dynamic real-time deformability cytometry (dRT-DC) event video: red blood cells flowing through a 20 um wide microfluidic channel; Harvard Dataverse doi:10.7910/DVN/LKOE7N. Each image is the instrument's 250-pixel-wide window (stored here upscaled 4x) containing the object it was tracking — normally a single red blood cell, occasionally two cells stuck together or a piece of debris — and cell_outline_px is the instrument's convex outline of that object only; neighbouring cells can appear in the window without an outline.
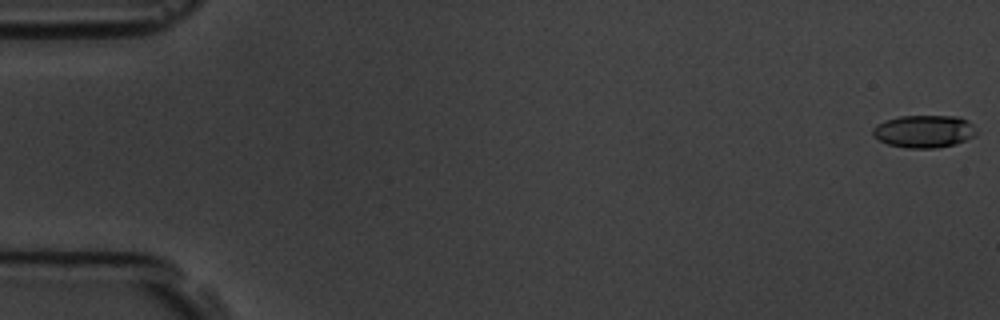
{"species": "common noctule bat (a hibernating species)", "species_latin": "Nyctalus noctula", "temperature_condition": "room temperature", "stored_images_in_passage": 5, "camera_frame_rate_fps": 3000, "um_per_image_px": 0.085, "animal": {"sex": "male", "body_mass_g": 19.5, "forearm_length_mm": 54.6}, "frame": {"image": 1, "passage_image": 1, "time_ms": 0.0, "image_size_px": [1000, 320], "cell_outline_px": [[976, 132], [972, 136], [956, 144], [936, 148], [908, 148], [888, 144], [872, 136], [872, 128], [876, 124], [884, 120], [900, 116], [960, 116], [968, 120], [972, 124]], "centroid_in_image_um": [78.51, 11.15], "position_along_channel_um": 6.5, "area_um2": 19.71}}
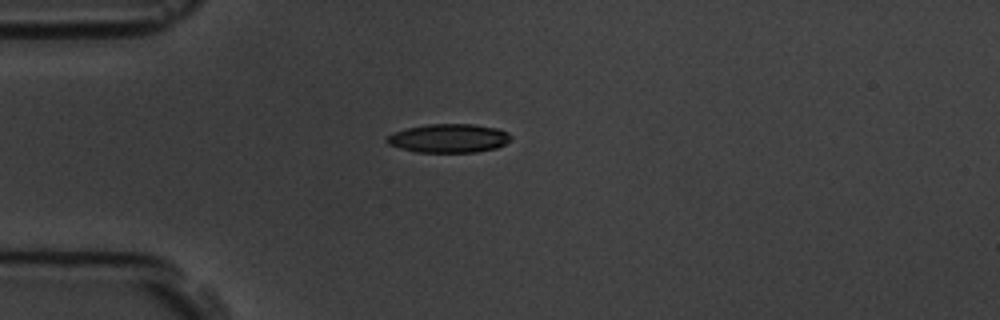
{"frame": {"image": 2, "passage_image": 5, "time_ms": 4.667, "image_size_px": [1000, 320], "cell_outline_px": [[512, 136], [504, 144], [496, 148], [476, 152], [416, 152], [400, 148], [388, 144], [384, 140], [388, 136], [396, 132], [408, 128], [428, 124], [472, 124], [496, 128], [508, 132]], "centroid_in_image_um": [38.14, 11.75], "position_along_channel_um": 46.9, "area_um2": 20.58}}